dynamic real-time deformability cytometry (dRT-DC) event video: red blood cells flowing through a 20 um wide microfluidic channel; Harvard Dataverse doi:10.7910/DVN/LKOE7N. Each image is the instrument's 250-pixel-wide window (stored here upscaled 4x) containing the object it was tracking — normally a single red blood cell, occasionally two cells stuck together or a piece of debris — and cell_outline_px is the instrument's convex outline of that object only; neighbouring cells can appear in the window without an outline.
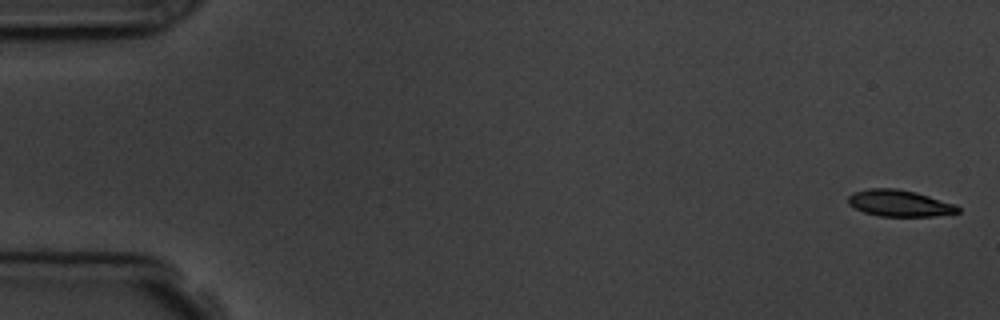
{"species": "common noctule bat (a hibernating species)", "species_latin": "Nyctalus noctula", "temperature_condition": "room temperature", "stored_images_in_passage": 5, "camera_frame_rate_fps": 3000, "um_per_image_px": 0.085, "animal": {"sex": "male", "body_mass_g": 19.5, "forearm_length_mm": 54.6}, "frame": {"image": 1, "passage_image": 1, "time_ms": 0.0, "image_size_px": [1000, 320], "cell_outline_px": [[960, 212], [936, 216], [880, 216], [864, 212], [848, 204], [848, 196], [852, 192], [868, 188], [896, 188], [916, 192], [956, 204], [960, 208]], "centroid_in_image_um": [76.46, 17.27], "position_along_channel_um": 8.5, "area_um2": 17.05}}
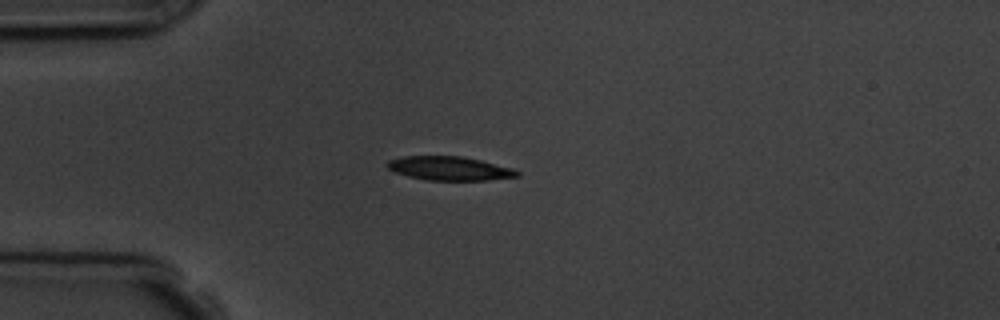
{"frame": {"image": 2, "passage_image": 5, "time_ms": 4.333, "image_size_px": [1000, 320], "cell_outline_px": [[520, 176], [488, 180], [428, 180], [408, 176], [396, 172], [388, 168], [384, 164], [388, 160], [404, 156], [460, 156], [480, 160], [512, 168], [520, 172]], "centroid_in_image_um": [38.2, 14.31], "position_along_channel_um": 46.8, "area_um2": 17.98}}